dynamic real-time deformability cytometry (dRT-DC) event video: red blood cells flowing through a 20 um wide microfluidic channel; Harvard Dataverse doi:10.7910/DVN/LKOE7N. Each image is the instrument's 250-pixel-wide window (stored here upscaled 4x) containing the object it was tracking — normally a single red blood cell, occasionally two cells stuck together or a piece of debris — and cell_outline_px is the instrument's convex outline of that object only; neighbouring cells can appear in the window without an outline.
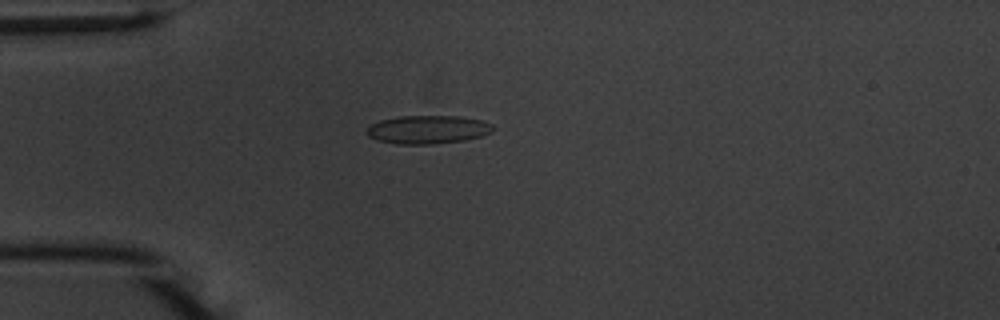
{"species": "common noctule bat (a hibernating species)", "species_latin": "Nyctalus noctula", "temperature_condition": "warm", "stored_images_in_passage": 54, "camera_frame_rate_fps": 3000, "um_per_image_px": 0.085, "animal": {"sex": "male", "body_mass_g": 20.1, "forearm_length_mm": 53.5}, "frame": {"image": 1, "passage_image": 15, "time_ms": 4.667, "image_size_px": [1000, 320], "cell_outline_px": [[496, 128], [492, 132], [480, 136], [464, 140], [432, 144], [396, 144], [376, 140], [368, 136], [364, 132], [372, 124], [380, 120], [400, 116], [460, 116], [480, 120], [492, 124]], "centroid_in_image_um": [36.35, 11.01], "position_along_channel_um": 48.6, "area_um2": 20.92}}
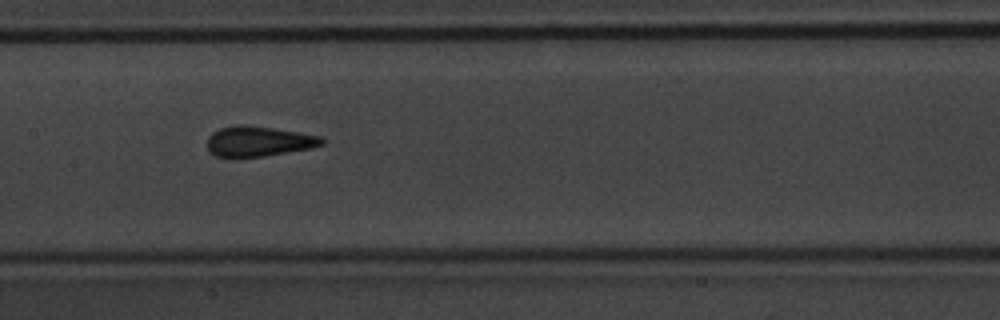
{"frame": {"image": 2, "passage_image": 27, "time_ms": 8.667, "image_size_px": [1000, 320], "cell_outline_px": [[324, 144], [312, 148], [264, 156], [236, 160], [232, 160], [216, 156], [208, 148], [208, 136], [212, 132], [220, 128], [236, 124], [244, 124], [300, 132], [320, 136], [324, 140]], "centroid_in_image_um": [21.94, 12.04], "position_along_channel_um": 185.5, "area_um2": 20.75}}
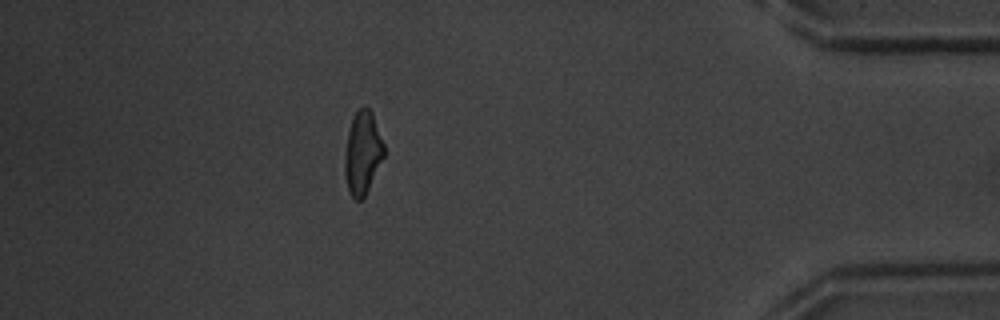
{"frame": {"image": 3, "passage_image": 48, "time_ms": 15.667, "image_size_px": [1000, 320], "cell_outline_px": [[384, 156], [364, 196], [360, 200], [356, 200], [352, 196], [348, 188], [344, 172], [344, 156], [348, 132], [352, 116], [364, 104], [372, 112], [384, 144]], "centroid_in_image_um": [30.81, 12.95], "position_along_channel_um": 404.4, "area_um2": 18.79}, "authors_computed_cell_mechanics": {"area_um2": 19.652, "velocity_mm_per_s": 3.7461, "shape_relaxation_time_tau1_ms": 2.9747, "shape_relaxation_time_tau2_ms": 0.7164, "deformation_change_tau1": 0.1381, "deformation_change_tau2": 0.0813}}